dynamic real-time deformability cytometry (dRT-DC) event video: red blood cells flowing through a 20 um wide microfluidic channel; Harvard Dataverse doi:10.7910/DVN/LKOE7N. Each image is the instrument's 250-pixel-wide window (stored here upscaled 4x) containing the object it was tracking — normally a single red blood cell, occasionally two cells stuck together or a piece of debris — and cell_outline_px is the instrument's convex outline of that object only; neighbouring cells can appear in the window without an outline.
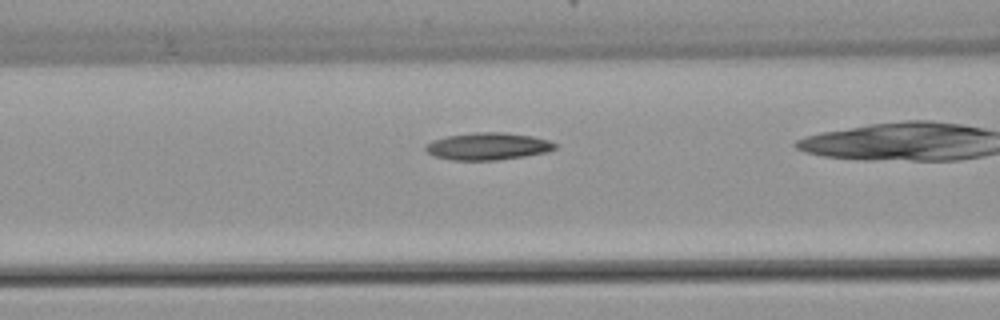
{"species": "common noctule bat (a hibernating species)", "species_latin": "Nyctalus noctula", "temperature_condition": "warm", "stored_images_in_passage": 38, "camera_frame_rate_fps": 3000, "um_per_image_px": 0.085, "animal": {"sex": "female", "body_mass_g": 22.7, "forearm_length_mm": 54.2}, "frame": {"image": 1, "passage_image": 18, "time_ms": 5.667, "image_size_px": [1000, 320], "cell_outline_px": [[556, 148], [548, 152], [524, 156], [496, 160], [452, 160], [436, 156], [428, 152], [424, 148], [432, 140], [448, 136], [476, 132], [508, 132], [532, 136], [548, 140], [556, 144]], "centroid_in_image_um": [41.5, 12.43], "position_along_channel_um": 125.1, "area_um2": 20.4}}
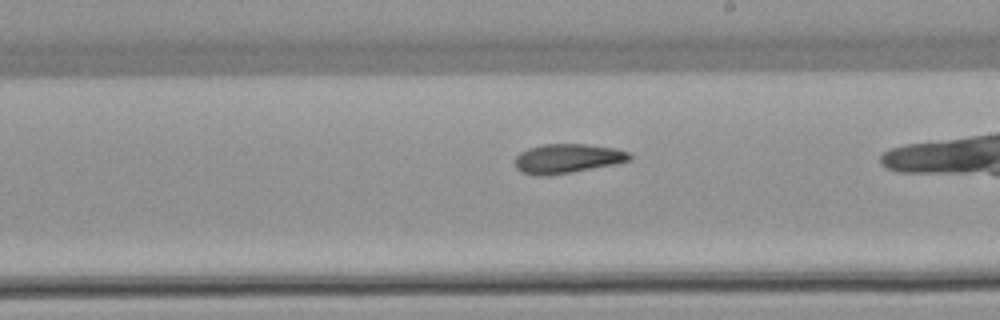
{"frame": {"image": 2, "passage_image": 27, "time_ms": 8.667, "image_size_px": [1000, 320], "cell_outline_px": [[632, 160], [616, 164], [572, 172], [548, 176], [536, 176], [520, 172], [516, 168], [516, 156], [520, 152], [528, 148], [544, 144], [584, 144], [616, 148], [632, 152]], "centroid_in_image_um": [48.26, 13.48], "position_along_channel_um": 240.7, "area_um2": 19.88}}
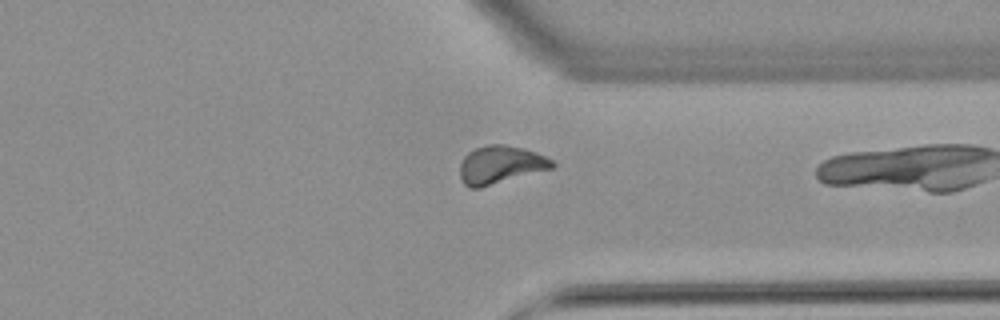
{"frame": {"image": 3, "passage_image": 37, "time_ms": 12.0, "image_size_px": [1000, 320], "cell_outline_px": [[556, 164], [552, 168], [480, 188], [468, 188], [464, 184], [460, 176], [460, 164], [464, 156], [468, 152], [476, 148], [488, 144], [504, 144], [524, 148], [536, 152], [552, 160]], "centroid_in_image_um": [42.52, 14.0], "position_along_channel_um": 368.9, "area_um2": 20.4}}